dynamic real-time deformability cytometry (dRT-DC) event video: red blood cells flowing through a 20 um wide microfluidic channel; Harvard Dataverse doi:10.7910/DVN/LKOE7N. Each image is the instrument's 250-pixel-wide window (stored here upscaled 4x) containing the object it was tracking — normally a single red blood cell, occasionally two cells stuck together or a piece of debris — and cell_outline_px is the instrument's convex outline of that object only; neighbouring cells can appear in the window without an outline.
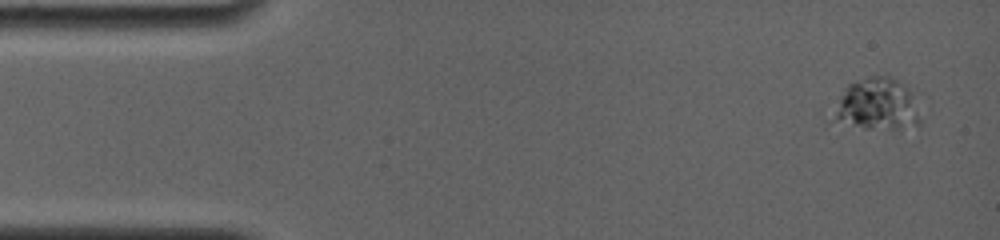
{"species": "common noctule bat (a hibernating species)", "species_latin": "Nyctalus noctula", "temperature_condition": "room temperature", "stored_images_in_passage": 8, "segment_of_instrument_passage": [1, 2], "camera_frame_rate_fps": 4000, "um_per_image_px": 0.085, "animal": {"sex": "female", "body_mass_g": 19.0, "forearm_length_mm": 56.7}, "frame": {"image": 1, "passage_image": 1, "time_ms": 0.0, "image_size_px": [1000, 240], "cell_outline_px": [[924, 120], [920, 128], [864, 128], [828, 124], [824, 120], [848, 84], [872, 76], [888, 76], [900, 80], [912, 92]], "centroid_in_image_um": [74.49, 8.96], "position_along_channel_um": 10.5, "area_um2": 27.92}}